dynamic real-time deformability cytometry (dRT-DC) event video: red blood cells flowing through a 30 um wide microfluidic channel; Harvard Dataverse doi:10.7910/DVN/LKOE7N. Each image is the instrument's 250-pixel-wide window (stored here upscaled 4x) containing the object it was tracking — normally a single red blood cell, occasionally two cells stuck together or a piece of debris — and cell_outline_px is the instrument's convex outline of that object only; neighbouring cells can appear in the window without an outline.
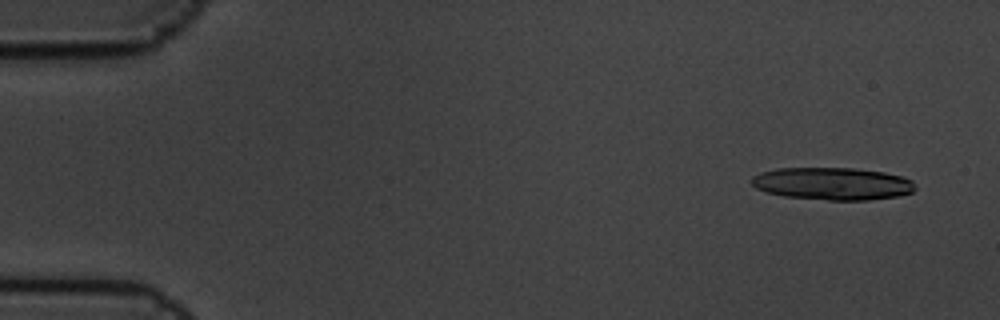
{"species": "common noctule bat (a hibernating species)", "species_latin": "Nyctalus noctula", "temperature_condition": "cold", "stored_images_in_passage": 4, "camera_frame_rate_fps": 3000, "um_per_image_px": 0.085, "animal": {"sex": "male", "body_mass_g": 19.5, "forearm_length_mm": 54.6}, "frame": {"image": 1, "passage_image": 1, "time_ms": 0.0, "image_size_px": [1000, 320], "cell_outline_px": [[916, 188], [912, 192], [900, 196], [868, 200], [828, 200], [784, 196], [764, 192], [756, 188], [752, 184], [752, 176], [760, 172], [776, 168], [856, 168], [884, 172], [900, 176], [912, 180]], "centroid_in_image_um": [70.75, 15.61], "position_along_channel_um": 14.2, "area_um2": 31.15}}